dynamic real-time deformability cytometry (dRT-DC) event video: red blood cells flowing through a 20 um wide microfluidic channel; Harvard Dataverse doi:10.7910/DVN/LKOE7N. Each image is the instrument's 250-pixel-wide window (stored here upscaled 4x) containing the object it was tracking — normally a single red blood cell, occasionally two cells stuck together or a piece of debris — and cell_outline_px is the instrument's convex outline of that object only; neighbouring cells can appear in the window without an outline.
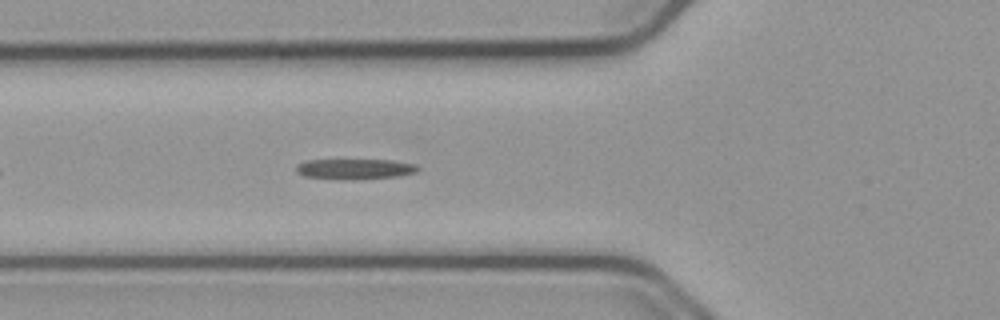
{"species": "common noctule bat (a hibernating species)", "species_latin": "Nyctalus noctula", "temperature_condition": "cold", "stored_images_in_passage": 39, "segment_of_instrument_passage": [1, 2], "camera_frame_rate_fps": 3000, "um_per_image_px": 0.085, "animal": {"sex": "male", "body_mass_g": 23.1, "forearm_length_mm": 52.7}, "frame": {"image": 1, "passage_image": 3, "time_ms": 0.667, "image_size_px": [1000, 320], "cell_outline_px": [[420, 168], [416, 172], [400, 176], [304, 176], [296, 172], [296, 164], [308, 160], [392, 160], [416, 164]], "centroid_in_image_um": [30.21, 14.29], "position_along_channel_um": 95.6, "area_um2": 13.12}}
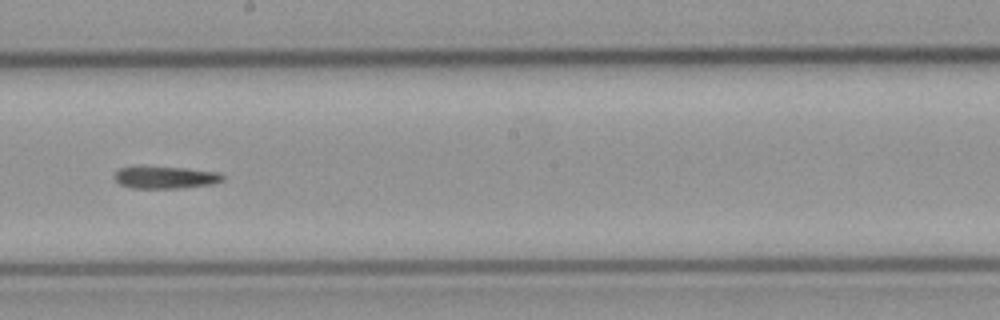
{"frame": {"image": 2, "passage_image": 14, "time_ms": 4.333, "image_size_px": [1000, 320], "cell_outline_px": [[224, 180], [212, 184], [176, 188], [132, 188], [120, 184], [112, 176], [120, 168], [140, 164], [144, 164], [184, 168], [220, 172], [224, 176]], "centroid_in_image_um": [14.0, 15.04], "position_along_channel_um": 234.2, "area_um2": 14.57}}
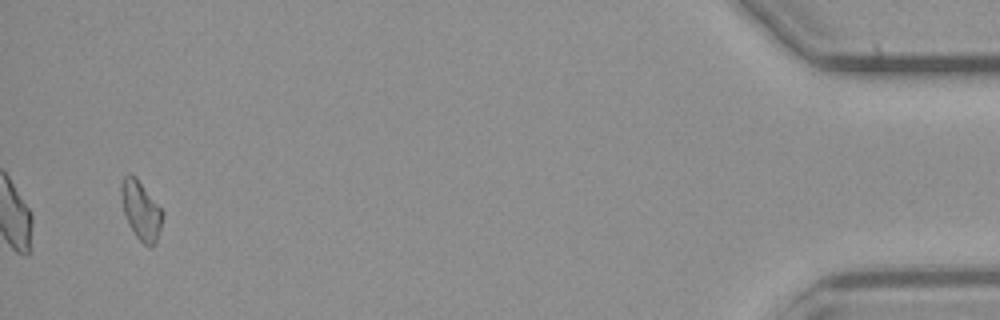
{"frame": {"image": 3, "passage_image": 36, "time_ms": 11.667, "image_size_px": [1000, 320], "cell_outline_px": [[164, 216], [156, 244], [152, 248], [148, 248], [136, 236], [128, 224], [124, 216], [120, 196], [120, 184], [124, 176], [128, 172], [136, 176], [164, 212]], "centroid_in_image_um": [11.97, 17.88], "position_along_channel_um": 423.2, "area_um2": 14.62}}